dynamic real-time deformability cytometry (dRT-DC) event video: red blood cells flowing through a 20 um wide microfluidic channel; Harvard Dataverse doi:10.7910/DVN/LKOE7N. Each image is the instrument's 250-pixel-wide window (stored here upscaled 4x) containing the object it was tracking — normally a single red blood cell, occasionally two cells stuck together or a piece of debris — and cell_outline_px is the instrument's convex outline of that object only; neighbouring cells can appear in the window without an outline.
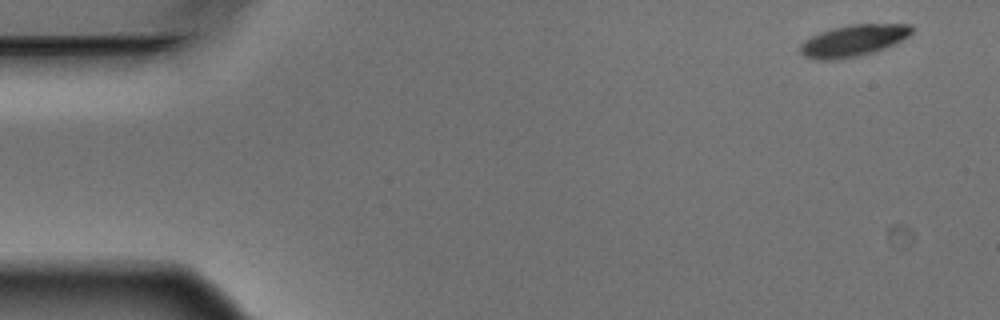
{"species": "Egyptian fruit bat (a non-hibernating species)", "species_latin": "Rousettus aegyptiacus", "temperature_condition": "warm", "stored_images_in_passage": 10, "camera_frame_rate_fps": 3000, "um_per_image_px": 0.085, "animal": {"sex": "male"}, "frame": {"image": 1, "passage_image": 1, "time_ms": 0.0, "image_size_px": [1000, 320], "cell_outline_px": [[912, 32], [908, 36], [876, 52], [860, 56], [840, 60], [816, 60], [804, 56], [800, 52], [800, 44], [804, 40], [820, 32], [832, 28], [852, 24], [912, 24]], "centroid_in_image_um": [72.5, 3.47], "position_along_channel_um": 12.5, "area_um2": 20.63}}
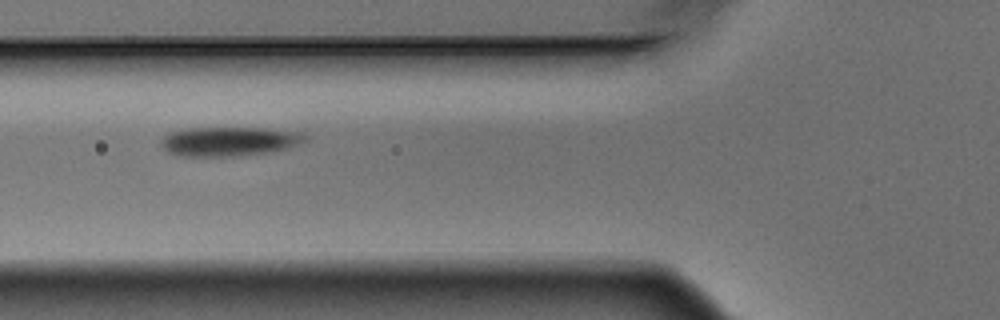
{"frame": {"image": 2, "passage_image": 6, "time_ms": 1.667, "image_size_px": [1000, 320], "cell_outline_px": [[308, 140], [288, 148], [268, 152], [232, 156], [184, 156], [168, 152], [160, 144], [160, 140], [168, 132], [188, 128], [264, 128], [304, 132], [308, 136]], "centroid_in_image_um": [19.5, 12.0], "position_along_channel_um": 106.3, "area_um2": 24.62}}
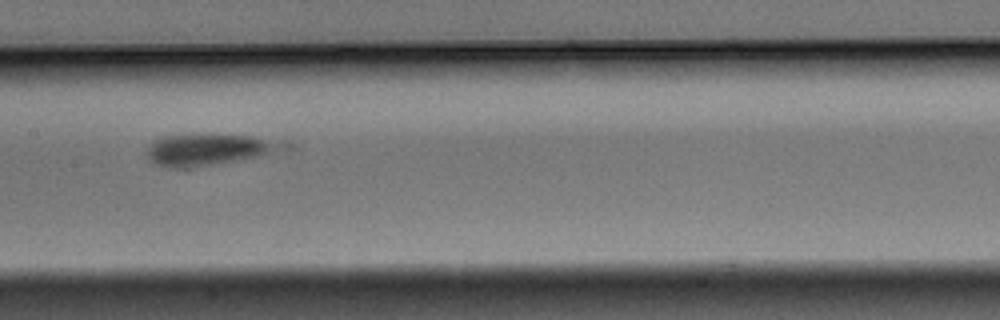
{"frame": {"image": 3, "passage_image": 8, "time_ms": 2.333, "image_size_px": [1000, 320], "cell_outline_px": [[296, 144], [292, 148], [256, 156], [184, 168], [164, 168], [152, 164], [148, 160], [148, 148], [152, 140], [160, 136], [192, 132], [252, 136], [292, 140]], "centroid_in_image_um": [17.82, 12.64], "position_along_channel_um": 189.6, "area_um2": 26.18}}